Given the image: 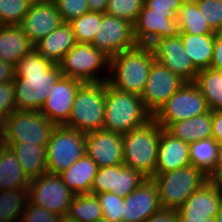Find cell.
Returning a JSON list of instances; mask_svg holds the SVG:
<instances>
[{
  "mask_svg": "<svg viewBox=\"0 0 222 222\" xmlns=\"http://www.w3.org/2000/svg\"><path fill=\"white\" fill-rule=\"evenodd\" d=\"M14 68L15 110L40 111L53 85L62 76L59 64L33 49Z\"/></svg>",
  "mask_w": 222,
  "mask_h": 222,
  "instance_id": "obj_1",
  "label": "cell"
},
{
  "mask_svg": "<svg viewBox=\"0 0 222 222\" xmlns=\"http://www.w3.org/2000/svg\"><path fill=\"white\" fill-rule=\"evenodd\" d=\"M155 61L150 46L137 45L109 59L107 83L116 90L141 97Z\"/></svg>",
  "mask_w": 222,
  "mask_h": 222,
  "instance_id": "obj_2",
  "label": "cell"
},
{
  "mask_svg": "<svg viewBox=\"0 0 222 222\" xmlns=\"http://www.w3.org/2000/svg\"><path fill=\"white\" fill-rule=\"evenodd\" d=\"M151 119L153 115L146 109L140 96L116 90L106 81L102 129L123 135L132 129L144 126Z\"/></svg>",
  "mask_w": 222,
  "mask_h": 222,
  "instance_id": "obj_3",
  "label": "cell"
},
{
  "mask_svg": "<svg viewBox=\"0 0 222 222\" xmlns=\"http://www.w3.org/2000/svg\"><path fill=\"white\" fill-rule=\"evenodd\" d=\"M160 134L161 127L154 119L123 134V164L146 178L155 176Z\"/></svg>",
  "mask_w": 222,
  "mask_h": 222,
  "instance_id": "obj_4",
  "label": "cell"
},
{
  "mask_svg": "<svg viewBox=\"0 0 222 222\" xmlns=\"http://www.w3.org/2000/svg\"><path fill=\"white\" fill-rule=\"evenodd\" d=\"M105 82H84L78 89L71 114L65 126L83 133L103 128L105 115Z\"/></svg>",
  "mask_w": 222,
  "mask_h": 222,
  "instance_id": "obj_5",
  "label": "cell"
},
{
  "mask_svg": "<svg viewBox=\"0 0 222 222\" xmlns=\"http://www.w3.org/2000/svg\"><path fill=\"white\" fill-rule=\"evenodd\" d=\"M162 208L178 209L186 199L209 181L200 169L189 165L152 177Z\"/></svg>",
  "mask_w": 222,
  "mask_h": 222,
  "instance_id": "obj_6",
  "label": "cell"
},
{
  "mask_svg": "<svg viewBox=\"0 0 222 222\" xmlns=\"http://www.w3.org/2000/svg\"><path fill=\"white\" fill-rule=\"evenodd\" d=\"M86 133L56 125L46 144L47 172L60 174L85 154Z\"/></svg>",
  "mask_w": 222,
  "mask_h": 222,
  "instance_id": "obj_7",
  "label": "cell"
},
{
  "mask_svg": "<svg viewBox=\"0 0 222 222\" xmlns=\"http://www.w3.org/2000/svg\"><path fill=\"white\" fill-rule=\"evenodd\" d=\"M56 125L40 111L14 110L2 126V142L46 146Z\"/></svg>",
  "mask_w": 222,
  "mask_h": 222,
  "instance_id": "obj_8",
  "label": "cell"
},
{
  "mask_svg": "<svg viewBox=\"0 0 222 222\" xmlns=\"http://www.w3.org/2000/svg\"><path fill=\"white\" fill-rule=\"evenodd\" d=\"M59 66L63 76L83 82H105L109 76V74L99 76L98 73L104 67L109 70V58L91 43L76 42L63 57Z\"/></svg>",
  "mask_w": 222,
  "mask_h": 222,
  "instance_id": "obj_9",
  "label": "cell"
},
{
  "mask_svg": "<svg viewBox=\"0 0 222 222\" xmlns=\"http://www.w3.org/2000/svg\"><path fill=\"white\" fill-rule=\"evenodd\" d=\"M209 111L205 97L194 82H185L153 115L162 128Z\"/></svg>",
  "mask_w": 222,
  "mask_h": 222,
  "instance_id": "obj_10",
  "label": "cell"
},
{
  "mask_svg": "<svg viewBox=\"0 0 222 222\" xmlns=\"http://www.w3.org/2000/svg\"><path fill=\"white\" fill-rule=\"evenodd\" d=\"M75 194L58 174L44 173L30 181L28 199L59 216L67 215Z\"/></svg>",
  "mask_w": 222,
  "mask_h": 222,
  "instance_id": "obj_11",
  "label": "cell"
},
{
  "mask_svg": "<svg viewBox=\"0 0 222 222\" xmlns=\"http://www.w3.org/2000/svg\"><path fill=\"white\" fill-rule=\"evenodd\" d=\"M109 59L137 46L133 25L115 16L103 13L99 29L92 43Z\"/></svg>",
  "mask_w": 222,
  "mask_h": 222,
  "instance_id": "obj_12",
  "label": "cell"
},
{
  "mask_svg": "<svg viewBox=\"0 0 222 222\" xmlns=\"http://www.w3.org/2000/svg\"><path fill=\"white\" fill-rule=\"evenodd\" d=\"M133 33L137 45L150 46L156 40L179 36L180 31L176 16L154 11L144 4L133 25Z\"/></svg>",
  "mask_w": 222,
  "mask_h": 222,
  "instance_id": "obj_13",
  "label": "cell"
},
{
  "mask_svg": "<svg viewBox=\"0 0 222 222\" xmlns=\"http://www.w3.org/2000/svg\"><path fill=\"white\" fill-rule=\"evenodd\" d=\"M184 83L178 75L154 61L141 95L146 109L154 115Z\"/></svg>",
  "mask_w": 222,
  "mask_h": 222,
  "instance_id": "obj_14",
  "label": "cell"
},
{
  "mask_svg": "<svg viewBox=\"0 0 222 222\" xmlns=\"http://www.w3.org/2000/svg\"><path fill=\"white\" fill-rule=\"evenodd\" d=\"M155 61L167 67L185 82H194L199 70L187 56L180 36L166 37L150 45Z\"/></svg>",
  "mask_w": 222,
  "mask_h": 222,
  "instance_id": "obj_15",
  "label": "cell"
},
{
  "mask_svg": "<svg viewBox=\"0 0 222 222\" xmlns=\"http://www.w3.org/2000/svg\"><path fill=\"white\" fill-rule=\"evenodd\" d=\"M146 179L139 171L119 164L111 167H100L95 176L91 194L112 192L125 197L138 188Z\"/></svg>",
  "mask_w": 222,
  "mask_h": 222,
  "instance_id": "obj_16",
  "label": "cell"
},
{
  "mask_svg": "<svg viewBox=\"0 0 222 222\" xmlns=\"http://www.w3.org/2000/svg\"><path fill=\"white\" fill-rule=\"evenodd\" d=\"M83 83L62 75L50 90L40 112L55 125H65L69 120L75 95Z\"/></svg>",
  "mask_w": 222,
  "mask_h": 222,
  "instance_id": "obj_17",
  "label": "cell"
},
{
  "mask_svg": "<svg viewBox=\"0 0 222 222\" xmlns=\"http://www.w3.org/2000/svg\"><path fill=\"white\" fill-rule=\"evenodd\" d=\"M222 203V194L208 181L191 194L176 210L177 222H204L216 217Z\"/></svg>",
  "mask_w": 222,
  "mask_h": 222,
  "instance_id": "obj_18",
  "label": "cell"
},
{
  "mask_svg": "<svg viewBox=\"0 0 222 222\" xmlns=\"http://www.w3.org/2000/svg\"><path fill=\"white\" fill-rule=\"evenodd\" d=\"M62 23L53 0H34L18 25L35 45Z\"/></svg>",
  "mask_w": 222,
  "mask_h": 222,
  "instance_id": "obj_19",
  "label": "cell"
},
{
  "mask_svg": "<svg viewBox=\"0 0 222 222\" xmlns=\"http://www.w3.org/2000/svg\"><path fill=\"white\" fill-rule=\"evenodd\" d=\"M85 151L99 168L123 164L122 134L104 129L88 132Z\"/></svg>",
  "mask_w": 222,
  "mask_h": 222,
  "instance_id": "obj_20",
  "label": "cell"
},
{
  "mask_svg": "<svg viewBox=\"0 0 222 222\" xmlns=\"http://www.w3.org/2000/svg\"><path fill=\"white\" fill-rule=\"evenodd\" d=\"M124 204L122 222H145L158 212L162 207L153 179L146 178L138 188L125 196Z\"/></svg>",
  "mask_w": 222,
  "mask_h": 222,
  "instance_id": "obj_21",
  "label": "cell"
},
{
  "mask_svg": "<svg viewBox=\"0 0 222 222\" xmlns=\"http://www.w3.org/2000/svg\"><path fill=\"white\" fill-rule=\"evenodd\" d=\"M191 165L189 144L161 127L155 175Z\"/></svg>",
  "mask_w": 222,
  "mask_h": 222,
  "instance_id": "obj_22",
  "label": "cell"
},
{
  "mask_svg": "<svg viewBox=\"0 0 222 222\" xmlns=\"http://www.w3.org/2000/svg\"><path fill=\"white\" fill-rule=\"evenodd\" d=\"M75 43L71 25L62 22L53 32L38 41L34 49L45 59L59 64Z\"/></svg>",
  "mask_w": 222,
  "mask_h": 222,
  "instance_id": "obj_23",
  "label": "cell"
},
{
  "mask_svg": "<svg viewBox=\"0 0 222 222\" xmlns=\"http://www.w3.org/2000/svg\"><path fill=\"white\" fill-rule=\"evenodd\" d=\"M33 49L34 45L18 25H0V60L15 67Z\"/></svg>",
  "mask_w": 222,
  "mask_h": 222,
  "instance_id": "obj_24",
  "label": "cell"
},
{
  "mask_svg": "<svg viewBox=\"0 0 222 222\" xmlns=\"http://www.w3.org/2000/svg\"><path fill=\"white\" fill-rule=\"evenodd\" d=\"M15 153L18 162L29 179L47 173L46 146L25 142H2Z\"/></svg>",
  "mask_w": 222,
  "mask_h": 222,
  "instance_id": "obj_25",
  "label": "cell"
},
{
  "mask_svg": "<svg viewBox=\"0 0 222 222\" xmlns=\"http://www.w3.org/2000/svg\"><path fill=\"white\" fill-rule=\"evenodd\" d=\"M99 167L85 153L70 168L59 175L67 187L76 194L90 193Z\"/></svg>",
  "mask_w": 222,
  "mask_h": 222,
  "instance_id": "obj_26",
  "label": "cell"
},
{
  "mask_svg": "<svg viewBox=\"0 0 222 222\" xmlns=\"http://www.w3.org/2000/svg\"><path fill=\"white\" fill-rule=\"evenodd\" d=\"M165 130L187 144L212 137V111L170 123Z\"/></svg>",
  "mask_w": 222,
  "mask_h": 222,
  "instance_id": "obj_27",
  "label": "cell"
},
{
  "mask_svg": "<svg viewBox=\"0 0 222 222\" xmlns=\"http://www.w3.org/2000/svg\"><path fill=\"white\" fill-rule=\"evenodd\" d=\"M30 181L15 153L10 147L2 144L0 146V190L29 189Z\"/></svg>",
  "mask_w": 222,
  "mask_h": 222,
  "instance_id": "obj_28",
  "label": "cell"
},
{
  "mask_svg": "<svg viewBox=\"0 0 222 222\" xmlns=\"http://www.w3.org/2000/svg\"><path fill=\"white\" fill-rule=\"evenodd\" d=\"M187 56L200 71L208 69L213 59L215 34H179Z\"/></svg>",
  "mask_w": 222,
  "mask_h": 222,
  "instance_id": "obj_29",
  "label": "cell"
},
{
  "mask_svg": "<svg viewBox=\"0 0 222 222\" xmlns=\"http://www.w3.org/2000/svg\"><path fill=\"white\" fill-rule=\"evenodd\" d=\"M180 34L205 35L216 32L206 23L194 0H185L177 16Z\"/></svg>",
  "mask_w": 222,
  "mask_h": 222,
  "instance_id": "obj_30",
  "label": "cell"
},
{
  "mask_svg": "<svg viewBox=\"0 0 222 222\" xmlns=\"http://www.w3.org/2000/svg\"><path fill=\"white\" fill-rule=\"evenodd\" d=\"M194 83L205 97L209 110H222V71L200 70Z\"/></svg>",
  "mask_w": 222,
  "mask_h": 222,
  "instance_id": "obj_31",
  "label": "cell"
},
{
  "mask_svg": "<svg viewBox=\"0 0 222 222\" xmlns=\"http://www.w3.org/2000/svg\"><path fill=\"white\" fill-rule=\"evenodd\" d=\"M218 142L209 137L189 144L190 163L209 176L215 169Z\"/></svg>",
  "mask_w": 222,
  "mask_h": 222,
  "instance_id": "obj_32",
  "label": "cell"
},
{
  "mask_svg": "<svg viewBox=\"0 0 222 222\" xmlns=\"http://www.w3.org/2000/svg\"><path fill=\"white\" fill-rule=\"evenodd\" d=\"M28 201V189L0 190V222H20Z\"/></svg>",
  "mask_w": 222,
  "mask_h": 222,
  "instance_id": "obj_33",
  "label": "cell"
},
{
  "mask_svg": "<svg viewBox=\"0 0 222 222\" xmlns=\"http://www.w3.org/2000/svg\"><path fill=\"white\" fill-rule=\"evenodd\" d=\"M67 215L79 222H96L103 212L95 194H76Z\"/></svg>",
  "mask_w": 222,
  "mask_h": 222,
  "instance_id": "obj_34",
  "label": "cell"
},
{
  "mask_svg": "<svg viewBox=\"0 0 222 222\" xmlns=\"http://www.w3.org/2000/svg\"><path fill=\"white\" fill-rule=\"evenodd\" d=\"M103 13L87 12L72 20L69 24L72 27L75 41L78 43H92L99 29Z\"/></svg>",
  "mask_w": 222,
  "mask_h": 222,
  "instance_id": "obj_35",
  "label": "cell"
},
{
  "mask_svg": "<svg viewBox=\"0 0 222 222\" xmlns=\"http://www.w3.org/2000/svg\"><path fill=\"white\" fill-rule=\"evenodd\" d=\"M34 0H0V25H19Z\"/></svg>",
  "mask_w": 222,
  "mask_h": 222,
  "instance_id": "obj_36",
  "label": "cell"
},
{
  "mask_svg": "<svg viewBox=\"0 0 222 222\" xmlns=\"http://www.w3.org/2000/svg\"><path fill=\"white\" fill-rule=\"evenodd\" d=\"M143 5L144 0H109L105 13L134 25Z\"/></svg>",
  "mask_w": 222,
  "mask_h": 222,
  "instance_id": "obj_37",
  "label": "cell"
},
{
  "mask_svg": "<svg viewBox=\"0 0 222 222\" xmlns=\"http://www.w3.org/2000/svg\"><path fill=\"white\" fill-rule=\"evenodd\" d=\"M103 212V218L110 222H122L124 197L112 192L95 194Z\"/></svg>",
  "mask_w": 222,
  "mask_h": 222,
  "instance_id": "obj_38",
  "label": "cell"
},
{
  "mask_svg": "<svg viewBox=\"0 0 222 222\" xmlns=\"http://www.w3.org/2000/svg\"><path fill=\"white\" fill-rule=\"evenodd\" d=\"M206 23L215 31L222 32V0H194Z\"/></svg>",
  "mask_w": 222,
  "mask_h": 222,
  "instance_id": "obj_39",
  "label": "cell"
},
{
  "mask_svg": "<svg viewBox=\"0 0 222 222\" xmlns=\"http://www.w3.org/2000/svg\"><path fill=\"white\" fill-rule=\"evenodd\" d=\"M64 23H70L72 20L89 12L87 0H53Z\"/></svg>",
  "mask_w": 222,
  "mask_h": 222,
  "instance_id": "obj_40",
  "label": "cell"
},
{
  "mask_svg": "<svg viewBox=\"0 0 222 222\" xmlns=\"http://www.w3.org/2000/svg\"><path fill=\"white\" fill-rule=\"evenodd\" d=\"M59 215L33 204L29 199L23 210L20 222H59Z\"/></svg>",
  "mask_w": 222,
  "mask_h": 222,
  "instance_id": "obj_41",
  "label": "cell"
},
{
  "mask_svg": "<svg viewBox=\"0 0 222 222\" xmlns=\"http://www.w3.org/2000/svg\"><path fill=\"white\" fill-rule=\"evenodd\" d=\"M15 110V96L13 81L0 84V128L6 118Z\"/></svg>",
  "mask_w": 222,
  "mask_h": 222,
  "instance_id": "obj_42",
  "label": "cell"
},
{
  "mask_svg": "<svg viewBox=\"0 0 222 222\" xmlns=\"http://www.w3.org/2000/svg\"><path fill=\"white\" fill-rule=\"evenodd\" d=\"M185 0H144V4L152 10L163 11L170 16H177Z\"/></svg>",
  "mask_w": 222,
  "mask_h": 222,
  "instance_id": "obj_43",
  "label": "cell"
},
{
  "mask_svg": "<svg viewBox=\"0 0 222 222\" xmlns=\"http://www.w3.org/2000/svg\"><path fill=\"white\" fill-rule=\"evenodd\" d=\"M210 68L222 71V32L215 33L213 59Z\"/></svg>",
  "mask_w": 222,
  "mask_h": 222,
  "instance_id": "obj_44",
  "label": "cell"
},
{
  "mask_svg": "<svg viewBox=\"0 0 222 222\" xmlns=\"http://www.w3.org/2000/svg\"><path fill=\"white\" fill-rule=\"evenodd\" d=\"M145 222H177L176 209L161 208L152 214Z\"/></svg>",
  "mask_w": 222,
  "mask_h": 222,
  "instance_id": "obj_45",
  "label": "cell"
},
{
  "mask_svg": "<svg viewBox=\"0 0 222 222\" xmlns=\"http://www.w3.org/2000/svg\"><path fill=\"white\" fill-rule=\"evenodd\" d=\"M212 137L222 144V110L212 111Z\"/></svg>",
  "mask_w": 222,
  "mask_h": 222,
  "instance_id": "obj_46",
  "label": "cell"
},
{
  "mask_svg": "<svg viewBox=\"0 0 222 222\" xmlns=\"http://www.w3.org/2000/svg\"><path fill=\"white\" fill-rule=\"evenodd\" d=\"M14 76H15L14 66L0 60V84L12 81Z\"/></svg>",
  "mask_w": 222,
  "mask_h": 222,
  "instance_id": "obj_47",
  "label": "cell"
},
{
  "mask_svg": "<svg viewBox=\"0 0 222 222\" xmlns=\"http://www.w3.org/2000/svg\"><path fill=\"white\" fill-rule=\"evenodd\" d=\"M209 182L222 194V168H215L208 176Z\"/></svg>",
  "mask_w": 222,
  "mask_h": 222,
  "instance_id": "obj_48",
  "label": "cell"
},
{
  "mask_svg": "<svg viewBox=\"0 0 222 222\" xmlns=\"http://www.w3.org/2000/svg\"><path fill=\"white\" fill-rule=\"evenodd\" d=\"M109 0H87L89 12L105 13Z\"/></svg>",
  "mask_w": 222,
  "mask_h": 222,
  "instance_id": "obj_49",
  "label": "cell"
},
{
  "mask_svg": "<svg viewBox=\"0 0 222 222\" xmlns=\"http://www.w3.org/2000/svg\"><path fill=\"white\" fill-rule=\"evenodd\" d=\"M215 168H222V144L218 145Z\"/></svg>",
  "mask_w": 222,
  "mask_h": 222,
  "instance_id": "obj_50",
  "label": "cell"
},
{
  "mask_svg": "<svg viewBox=\"0 0 222 222\" xmlns=\"http://www.w3.org/2000/svg\"><path fill=\"white\" fill-rule=\"evenodd\" d=\"M59 222H79L76 219L70 218L68 215H63L60 217Z\"/></svg>",
  "mask_w": 222,
  "mask_h": 222,
  "instance_id": "obj_51",
  "label": "cell"
},
{
  "mask_svg": "<svg viewBox=\"0 0 222 222\" xmlns=\"http://www.w3.org/2000/svg\"><path fill=\"white\" fill-rule=\"evenodd\" d=\"M216 222H222V203L219 207V211L216 214Z\"/></svg>",
  "mask_w": 222,
  "mask_h": 222,
  "instance_id": "obj_52",
  "label": "cell"
},
{
  "mask_svg": "<svg viewBox=\"0 0 222 222\" xmlns=\"http://www.w3.org/2000/svg\"><path fill=\"white\" fill-rule=\"evenodd\" d=\"M204 222H216V217H210L208 219H205Z\"/></svg>",
  "mask_w": 222,
  "mask_h": 222,
  "instance_id": "obj_53",
  "label": "cell"
},
{
  "mask_svg": "<svg viewBox=\"0 0 222 222\" xmlns=\"http://www.w3.org/2000/svg\"><path fill=\"white\" fill-rule=\"evenodd\" d=\"M96 222H110L108 219H105V218H100L98 219Z\"/></svg>",
  "mask_w": 222,
  "mask_h": 222,
  "instance_id": "obj_54",
  "label": "cell"
},
{
  "mask_svg": "<svg viewBox=\"0 0 222 222\" xmlns=\"http://www.w3.org/2000/svg\"><path fill=\"white\" fill-rule=\"evenodd\" d=\"M2 145V128H0V146Z\"/></svg>",
  "mask_w": 222,
  "mask_h": 222,
  "instance_id": "obj_55",
  "label": "cell"
}]
</instances>
